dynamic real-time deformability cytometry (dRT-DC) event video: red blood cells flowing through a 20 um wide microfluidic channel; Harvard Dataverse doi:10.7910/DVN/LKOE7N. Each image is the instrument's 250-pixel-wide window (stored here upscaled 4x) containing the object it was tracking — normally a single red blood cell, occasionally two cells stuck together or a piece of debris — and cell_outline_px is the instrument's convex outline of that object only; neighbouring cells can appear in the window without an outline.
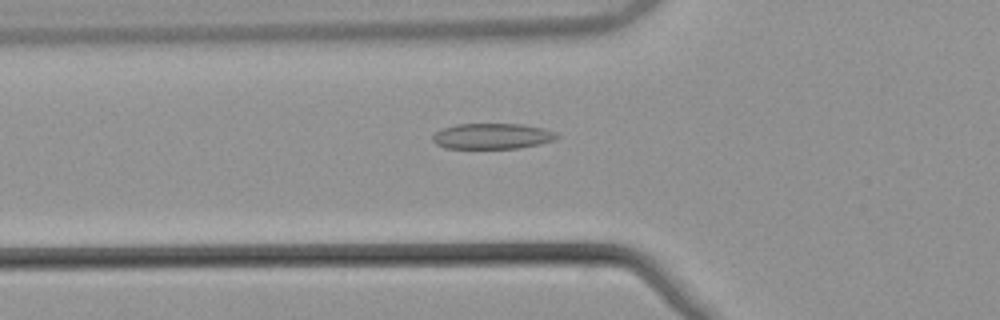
{"species": "common noctule bat (a hibernating species)", "species_latin": "Nyctalus noctula", "temperature_condition": "warm", "stored_images_in_passage": 53, "camera_frame_rate_fps": 3000, "um_per_image_px": 0.085, "animal": {"sex": "male", "body_mass_g": 21.5, "forearm_length_mm": 52.0}, "frame": {"image": 1, "passage_image": 19, "time_ms": 6.0, "image_size_px": [1000, 320], "cell_outline_px": [[560, 136], [552, 140], [520, 148], [444, 148], [436, 144], [432, 140], [432, 136], [436, 132], [444, 128], [456, 124], [520, 124], [544, 128], [556, 132]], "centroid_in_image_um": [41.82, 11.57], "position_along_channel_um": 84.0, "area_um2": 18.44}}
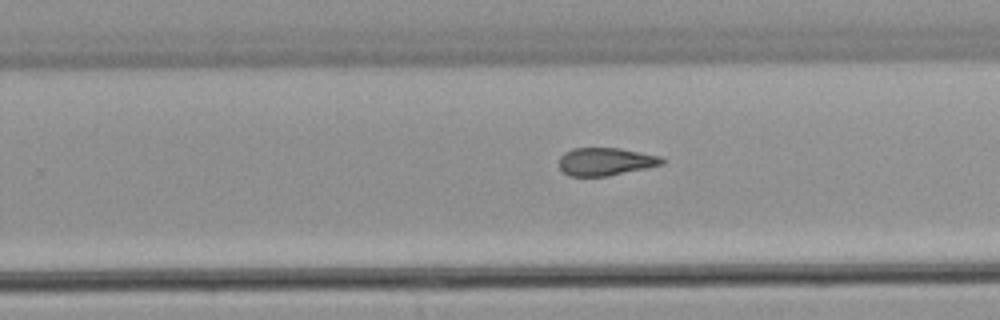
{"frame": {"image": 2, "passage_image": 34, "time_ms": 11.0, "image_size_px": [1000, 320], "cell_outline_px": [[668, 160], [664, 164], [608, 176], [568, 176], [560, 168], [560, 156], [564, 152], [572, 148], [620, 148], [660, 156]], "centroid_in_image_um": [51.49, 13.73], "position_along_channel_um": 278.3, "area_um2": 16.76}}
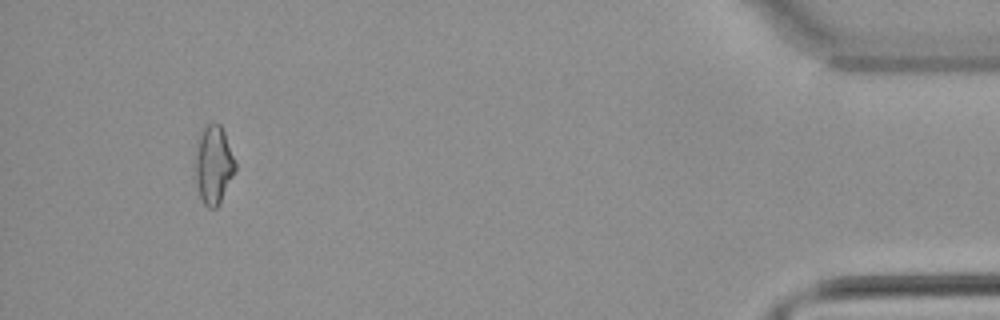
{"frame": {"image": 3, "passage_image": 50, "time_ms": 16.333, "image_size_px": [1000, 320], "cell_outline_px": [[236, 168], [216, 208], [208, 208], [204, 204], [200, 196], [196, 184], [196, 152], [200, 132], [212, 120], [220, 124], [224, 132], [236, 160]], "centroid_in_image_um": [18.16, 13.96], "position_along_channel_um": 417.0, "area_um2": 17.98}, "authors_computed_cell_mechanics": {"area_um2": 17.8024, "velocity_mm_per_s": 3.8839, "shape_relaxation_time_tau1_ms": null, "shape_relaxation_time_tau2_ms": 3.9107, "deformation_change_tau1": null, "deformation_change_tau2": 0.1325}}